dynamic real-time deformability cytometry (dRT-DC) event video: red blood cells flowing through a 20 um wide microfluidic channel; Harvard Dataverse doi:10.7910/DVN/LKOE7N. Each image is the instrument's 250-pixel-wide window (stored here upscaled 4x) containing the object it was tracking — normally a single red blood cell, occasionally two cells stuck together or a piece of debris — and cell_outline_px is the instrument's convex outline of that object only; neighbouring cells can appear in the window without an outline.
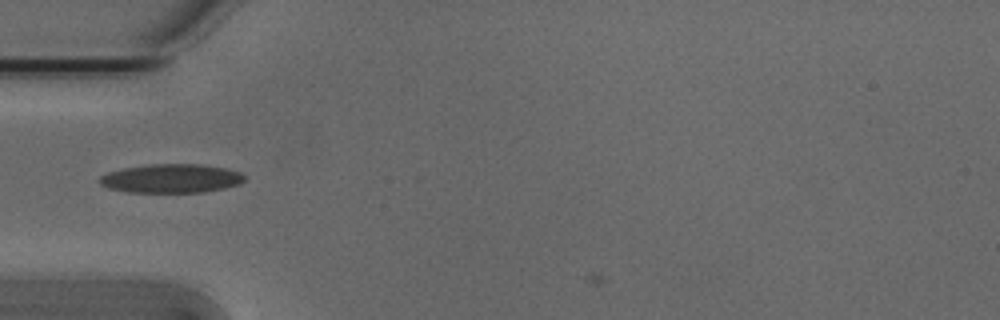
{"species": "Egyptian fruit bat (a non-hibernating species)", "species_latin": "Rousettus aegyptiacus", "temperature_condition": "cold", "stored_images_in_passage": 5, "camera_frame_rate_fps": 3000, "um_per_image_px": 0.085, "animal": {"sex": "male"}, "frame": {"image": 1, "passage_image": 2, "time_ms": 0.333, "image_size_px": [1000, 320], "cell_outline_px": [[244, 180], [240, 184], [224, 188], [204, 192], [128, 192], [108, 188], [100, 184], [100, 176], [108, 172], [124, 168], [148, 164], [200, 164], [224, 168], [240, 172], [244, 176]], "centroid_in_image_um": [14.55, 15.17], "position_along_channel_um": 70.5, "area_um2": 24.28}}